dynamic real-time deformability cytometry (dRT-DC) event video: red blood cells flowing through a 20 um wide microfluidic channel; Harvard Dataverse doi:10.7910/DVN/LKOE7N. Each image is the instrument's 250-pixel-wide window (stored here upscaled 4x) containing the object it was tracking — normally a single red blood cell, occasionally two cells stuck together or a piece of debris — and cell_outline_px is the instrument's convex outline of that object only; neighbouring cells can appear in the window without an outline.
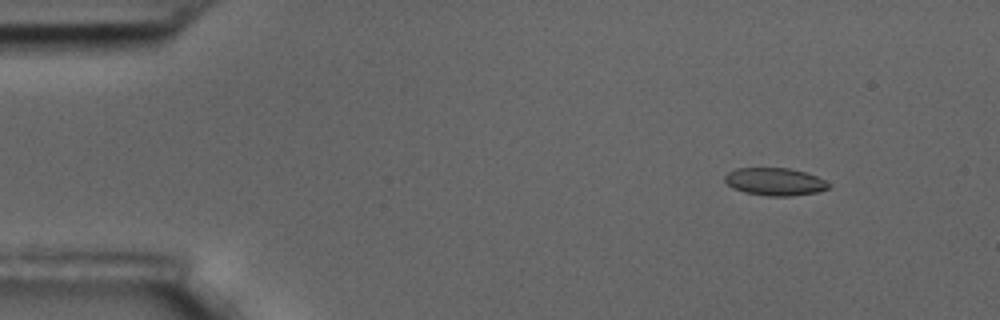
{"species": "common noctule bat (a hibernating species)", "species_latin": "Nyctalus noctula", "temperature_condition": "room temperature", "stored_images_in_passage": 5, "camera_frame_rate_fps": 3000, "um_per_image_px": 0.085, "animal": {"sex": "male", "body_mass_g": 17.5, "forearm_length_mm": 52.3}, "frame": {"image": 1, "passage_image": 2, "time_ms": 0.333, "image_size_px": [1000, 320], "cell_outline_px": [[832, 184], [828, 188], [816, 192], [792, 196], [768, 196], [744, 192], [732, 188], [724, 180], [724, 176], [728, 172], [736, 168], [788, 168], [804, 172], [816, 176]], "centroid_in_image_um": [65.85, 15.44], "position_along_channel_um": 19.2, "area_um2": 16.7}}